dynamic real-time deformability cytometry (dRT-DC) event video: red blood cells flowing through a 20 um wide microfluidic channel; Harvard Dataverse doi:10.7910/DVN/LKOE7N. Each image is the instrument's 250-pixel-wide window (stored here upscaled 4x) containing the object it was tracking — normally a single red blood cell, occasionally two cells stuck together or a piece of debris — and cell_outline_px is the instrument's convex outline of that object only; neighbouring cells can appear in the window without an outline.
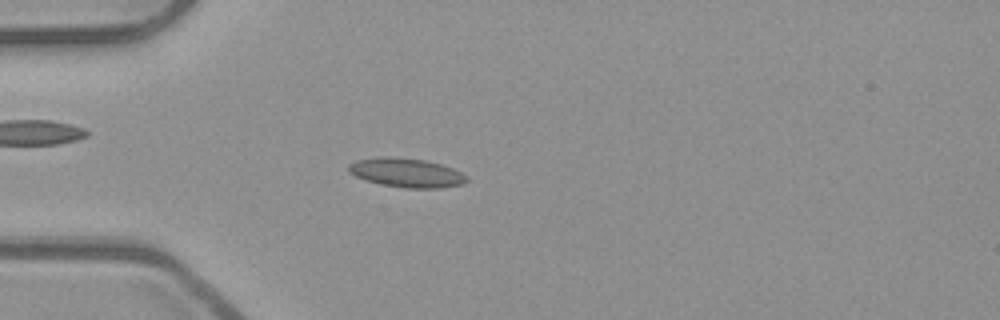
{"species": "common noctule bat (a hibernating species)", "species_latin": "Nyctalus noctula", "temperature_condition": "room temperature", "stored_images_in_passage": 48, "camera_frame_rate_fps": 3000, "um_per_image_px": 0.085, "animal": {"sex": "male", "body_mass_g": 23.1, "forearm_length_mm": 52.7}, "frame": {"image": 1, "passage_image": 11, "time_ms": 3.333, "image_size_px": [1000, 320], "cell_outline_px": [[468, 180], [464, 184], [440, 188], [404, 188], [380, 184], [356, 176], [348, 172], [348, 164], [356, 160], [380, 156], [392, 156], [424, 160], [440, 164], [452, 168], [468, 176]], "centroid_in_image_um": [34.55, 14.68], "position_along_channel_um": 50.5, "area_um2": 20.11}}
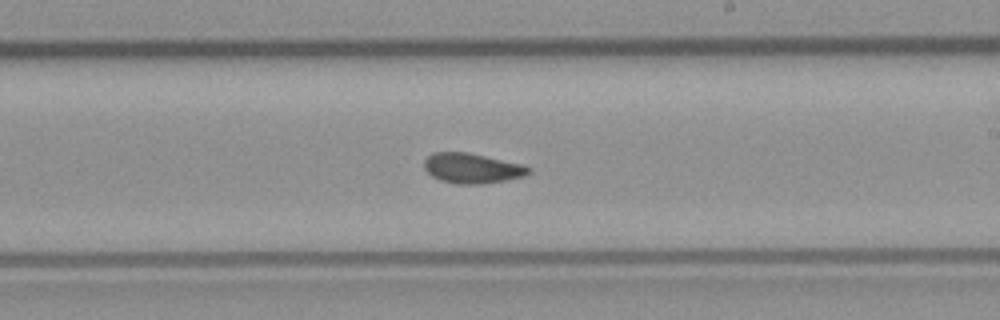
{"frame": {"image": 2, "passage_image": 27, "time_ms": 8.667, "image_size_px": [1000, 320], "cell_outline_px": [[532, 172], [524, 176], [484, 184], [456, 184], [440, 180], [432, 176], [424, 168], [424, 160], [432, 152], [468, 152], [524, 164], [532, 168]], "centroid_in_image_um": [40.15, 14.29], "position_along_channel_um": 248.9, "area_um2": 18.5}}
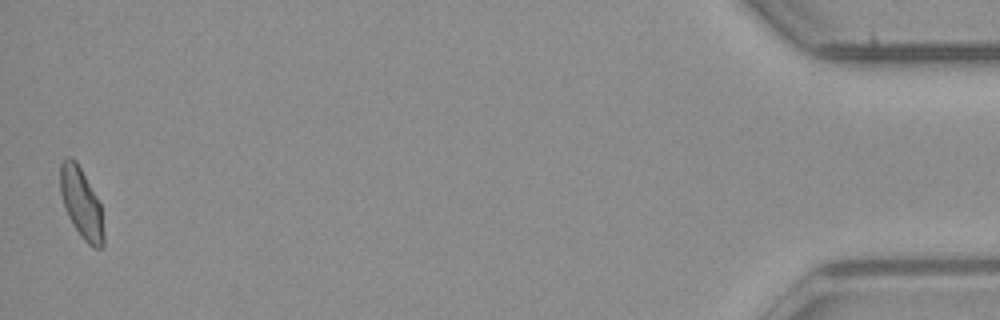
{"frame": {"image": 3, "passage_image": 48, "time_ms": 15.667, "image_size_px": [1000, 320], "cell_outline_px": [[104, 248], [92, 248], [80, 236], [68, 216], [60, 192], [60, 164], [68, 156], [72, 156], [76, 160], [100, 204], [104, 236]], "centroid_in_image_um": [6.91, 17.29], "position_along_channel_um": 428.3, "area_um2": 17.63}, "authors_computed_cell_mechanics": {"area_um2": 18.0336, "velocity_mm_per_s": 3.936, "shape_relaxation_time_tau1_ms": null, "shape_relaxation_time_tau2_ms": 2.1486, "deformation_change_tau1": null, "deformation_change_tau2": 0.0761}}